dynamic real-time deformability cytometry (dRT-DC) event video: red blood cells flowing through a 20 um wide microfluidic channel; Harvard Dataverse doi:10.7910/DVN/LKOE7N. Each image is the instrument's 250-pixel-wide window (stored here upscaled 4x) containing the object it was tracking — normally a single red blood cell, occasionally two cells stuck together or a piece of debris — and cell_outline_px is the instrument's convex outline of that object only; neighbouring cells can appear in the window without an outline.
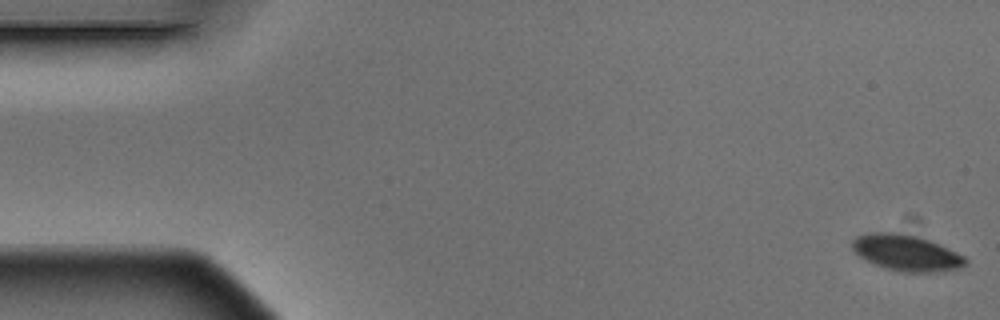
{"species": "Egyptian fruit bat (a non-hibernating species)", "species_latin": "Rousettus aegyptiacus", "temperature_condition": "warm", "stored_images_in_passage": 6, "camera_frame_rate_fps": 3000, "um_per_image_px": 0.085, "animal": {"sex": "male"}, "frame": {"image": 1, "passage_image": 1, "time_ms": 0.0, "image_size_px": [1000, 320], "cell_outline_px": [[968, 264], [960, 268], [940, 272], [900, 272], [884, 268], [860, 256], [852, 248], [852, 240], [856, 236], [868, 232], [896, 232], [928, 240], [956, 252], [964, 256], [968, 260]], "centroid_in_image_um": [77.05, 21.5], "position_along_channel_um": 8.0, "area_um2": 23.64}}
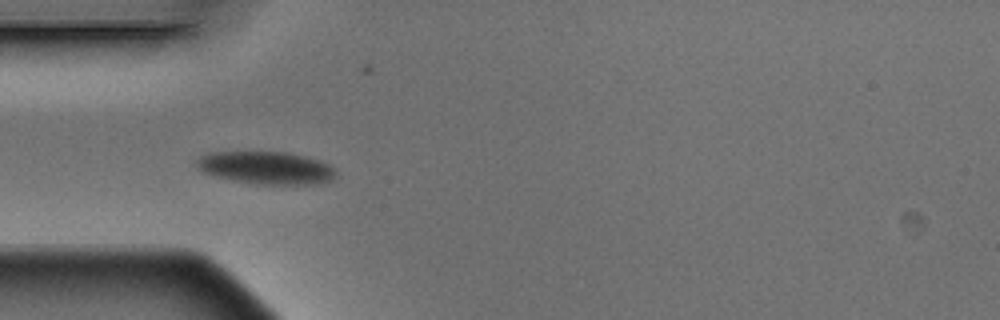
{"frame": {"image": 2, "passage_image": 5, "time_ms": 1.333, "image_size_px": [1000, 320], "cell_outline_px": [[336, 176], [332, 180], [320, 184], [256, 184], [232, 180], [212, 176], [200, 172], [196, 168], [196, 160], [200, 156], [208, 152], [288, 152], [320, 160], [328, 164], [336, 172]], "centroid_in_image_um": [22.58, 14.27], "position_along_channel_um": 62.4, "area_um2": 26.82}}
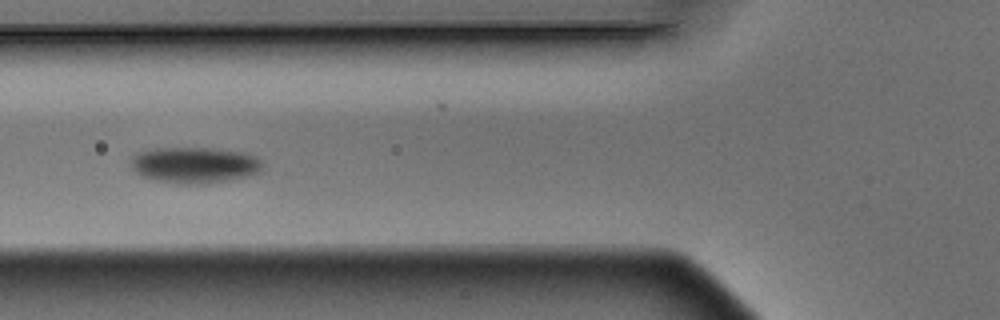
{"frame": {"image": 3, "passage_image": 6, "time_ms": 1.667, "image_size_px": [1000, 320], "cell_outline_px": [[264, 164], [260, 172], [248, 176], [228, 180], [204, 184], [180, 184], [152, 180], [140, 176], [132, 168], [132, 156], [140, 152], [156, 148], [212, 148], [244, 152], [256, 156]], "centroid_in_image_um": [16.56, 14.04], "position_along_channel_um": 109.2, "area_um2": 27.92}}